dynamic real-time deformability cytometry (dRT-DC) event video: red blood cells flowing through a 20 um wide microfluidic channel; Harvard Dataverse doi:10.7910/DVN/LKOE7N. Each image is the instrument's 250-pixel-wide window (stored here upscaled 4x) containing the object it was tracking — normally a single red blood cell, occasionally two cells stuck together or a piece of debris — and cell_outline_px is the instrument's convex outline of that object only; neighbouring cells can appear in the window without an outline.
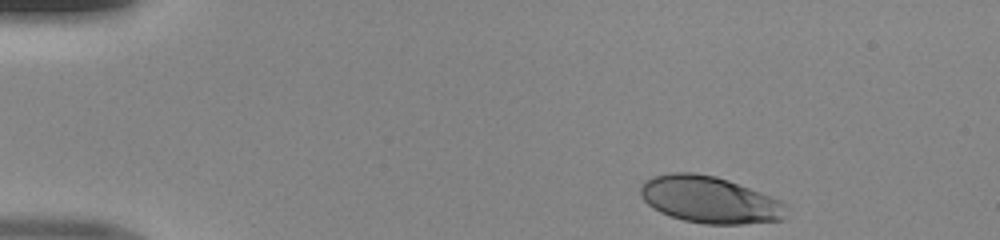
{"species": "human", "species_latin": "Homo sapiens", "temperature_condition": "room temperature", "stored_images_in_passage": 38, "camera_frame_rate_fps": 3000, "um_per_image_px": 0.085, "donor": {"sex": "male"}, "frame": {"image": 1, "passage_image": 1, "time_ms": 0.0, "image_size_px": [1000, 240], "cell_outline_px": [[788, 204], [784, 220], [740, 224], [704, 224], [684, 220], [660, 212], [652, 208], [640, 196], [640, 188], [644, 180], [652, 176], [672, 172], [696, 172], [716, 176], [728, 180], [772, 196]], "centroid_in_image_um": [60.33, 16.97], "position_along_channel_um": 24.7, "area_um2": 40.11}}
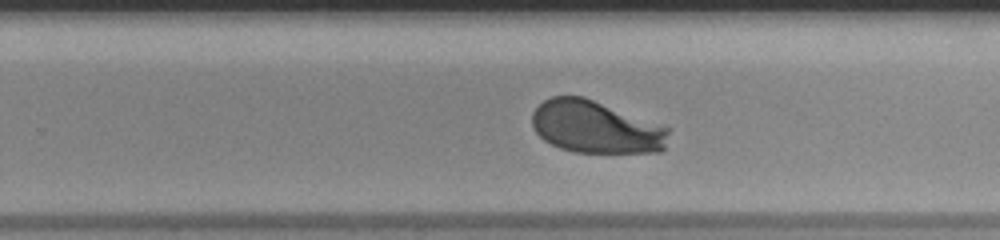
{"frame": {"image": 2, "passage_image": 26, "time_ms": 8.333, "image_size_px": [1000, 240], "cell_outline_px": [[672, 128], [664, 148], [660, 152], [572, 152], [560, 148], [544, 140], [532, 128], [532, 112], [544, 100], [552, 96], [584, 96]], "centroid_in_image_um": [50.66, 10.79], "position_along_channel_um": 279.1, "area_um2": 41.96}}
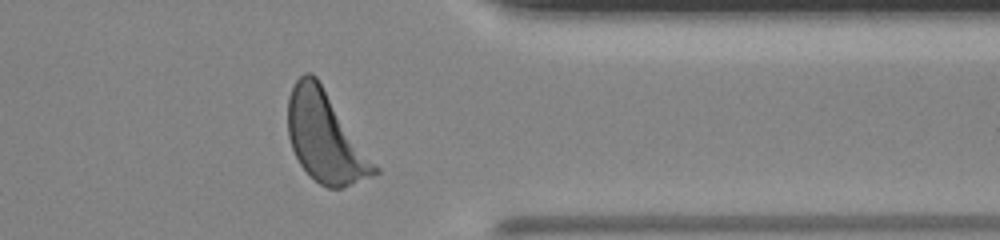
{"frame": {"image": 3, "passage_image": 34, "time_ms": 11.0, "image_size_px": [1000, 240], "cell_outline_px": [[380, 172], [372, 176], [340, 188], [328, 188], [320, 184], [300, 164], [292, 148], [288, 136], [288, 96], [296, 80], [304, 72], [312, 72], [316, 76], [380, 168]], "centroid_in_image_um": [27.66, 11.64], "position_along_channel_um": 383.7, "area_um2": 45.26}}